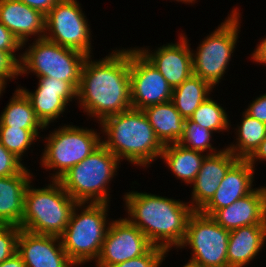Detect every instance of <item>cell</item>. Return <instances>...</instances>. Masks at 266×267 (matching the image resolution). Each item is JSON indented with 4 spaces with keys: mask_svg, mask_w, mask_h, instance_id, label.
Listing matches in <instances>:
<instances>
[{
    "mask_svg": "<svg viewBox=\"0 0 266 267\" xmlns=\"http://www.w3.org/2000/svg\"><path fill=\"white\" fill-rule=\"evenodd\" d=\"M87 56L77 90L80 106L100 123L131 106L129 50H117L99 61Z\"/></svg>",
    "mask_w": 266,
    "mask_h": 267,
    "instance_id": "cell-1",
    "label": "cell"
},
{
    "mask_svg": "<svg viewBox=\"0 0 266 267\" xmlns=\"http://www.w3.org/2000/svg\"><path fill=\"white\" fill-rule=\"evenodd\" d=\"M128 214L126 218L137 226L153 246L167 252L172 246L180 247L187 222L194 212L190 205L148 193L129 192L124 196Z\"/></svg>",
    "mask_w": 266,
    "mask_h": 267,
    "instance_id": "cell-2",
    "label": "cell"
},
{
    "mask_svg": "<svg viewBox=\"0 0 266 267\" xmlns=\"http://www.w3.org/2000/svg\"><path fill=\"white\" fill-rule=\"evenodd\" d=\"M102 130L108 136L102 144L119 160L146 166L161 157L164 145L156 137L143 110L130 108L104 119Z\"/></svg>",
    "mask_w": 266,
    "mask_h": 267,
    "instance_id": "cell-3",
    "label": "cell"
},
{
    "mask_svg": "<svg viewBox=\"0 0 266 267\" xmlns=\"http://www.w3.org/2000/svg\"><path fill=\"white\" fill-rule=\"evenodd\" d=\"M30 186L29 183L24 195L20 228L34 234L60 237L77 202L58 180H53L47 188L34 189Z\"/></svg>",
    "mask_w": 266,
    "mask_h": 267,
    "instance_id": "cell-4",
    "label": "cell"
},
{
    "mask_svg": "<svg viewBox=\"0 0 266 267\" xmlns=\"http://www.w3.org/2000/svg\"><path fill=\"white\" fill-rule=\"evenodd\" d=\"M119 162L120 160L101 143L58 181L77 203H108L107 185L116 175Z\"/></svg>",
    "mask_w": 266,
    "mask_h": 267,
    "instance_id": "cell-5",
    "label": "cell"
},
{
    "mask_svg": "<svg viewBox=\"0 0 266 267\" xmlns=\"http://www.w3.org/2000/svg\"><path fill=\"white\" fill-rule=\"evenodd\" d=\"M83 205L85 203L74 206L69 223L60 236L63 249L77 266L93 259L96 261L108 230V203H89L81 214H76V209Z\"/></svg>",
    "mask_w": 266,
    "mask_h": 267,
    "instance_id": "cell-6",
    "label": "cell"
},
{
    "mask_svg": "<svg viewBox=\"0 0 266 267\" xmlns=\"http://www.w3.org/2000/svg\"><path fill=\"white\" fill-rule=\"evenodd\" d=\"M20 61V73H36L37 77H53L69 82L78 90L81 72L87 55L58 45L45 38L37 39L23 53Z\"/></svg>",
    "mask_w": 266,
    "mask_h": 267,
    "instance_id": "cell-7",
    "label": "cell"
},
{
    "mask_svg": "<svg viewBox=\"0 0 266 267\" xmlns=\"http://www.w3.org/2000/svg\"><path fill=\"white\" fill-rule=\"evenodd\" d=\"M46 140L42 166L48 169H58L56 174H53V180H58L102 143L100 135L94 130L71 125L59 128Z\"/></svg>",
    "mask_w": 266,
    "mask_h": 267,
    "instance_id": "cell-8",
    "label": "cell"
},
{
    "mask_svg": "<svg viewBox=\"0 0 266 267\" xmlns=\"http://www.w3.org/2000/svg\"><path fill=\"white\" fill-rule=\"evenodd\" d=\"M236 9L207 36L192 53L193 74L209 82L213 87L224 76L238 37L239 16Z\"/></svg>",
    "mask_w": 266,
    "mask_h": 267,
    "instance_id": "cell-9",
    "label": "cell"
},
{
    "mask_svg": "<svg viewBox=\"0 0 266 267\" xmlns=\"http://www.w3.org/2000/svg\"><path fill=\"white\" fill-rule=\"evenodd\" d=\"M230 231L211 216L194 211L187 222L186 234L180 248L189 246L191 261L199 267H228L227 248Z\"/></svg>",
    "mask_w": 266,
    "mask_h": 267,
    "instance_id": "cell-10",
    "label": "cell"
},
{
    "mask_svg": "<svg viewBox=\"0 0 266 267\" xmlns=\"http://www.w3.org/2000/svg\"><path fill=\"white\" fill-rule=\"evenodd\" d=\"M77 0H59L45 16L44 38L91 56L90 28ZM50 31V32H49Z\"/></svg>",
    "mask_w": 266,
    "mask_h": 267,
    "instance_id": "cell-11",
    "label": "cell"
},
{
    "mask_svg": "<svg viewBox=\"0 0 266 267\" xmlns=\"http://www.w3.org/2000/svg\"><path fill=\"white\" fill-rule=\"evenodd\" d=\"M129 73L132 108L144 110L172 101L173 88L138 49H129Z\"/></svg>",
    "mask_w": 266,
    "mask_h": 267,
    "instance_id": "cell-12",
    "label": "cell"
},
{
    "mask_svg": "<svg viewBox=\"0 0 266 267\" xmlns=\"http://www.w3.org/2000/svg\"><path fill=\"white\" fill-rule=\"evenodd\" d=\"M152 246L145 234L126 218L115 220L108 224L96 266L112 267L144 255Z\"/></svg>",
    "mask_w": 266,
    "mask_h": 267,
    "instance_id": "cell-13",
    "label": "cell"
},
{
    "mask_svg": "<svg viewBox=\"0 0 266 267\" xmlns=\"http://www.w3.org/2000/svg\"><path fill=\"white\" fill-rule=\"evenodd\" d=\"M17 253L26 267L75 266L57 236L34 234L21 229L17 237Z\"/></svg>",
    "mask_w": 266,
    "mask_h": 267,
    "instance_id": "cell-14",
    "label": "cell"
},
{
    "mask_svg": "<svg viewBox=\"0 0 266 267\" xmlns=\"http://www.w3.org/2000/svg\"><path fill=\"white\" fill-rule=\"evenodd\" d=\"M38 88L34 93L21 89L29 98L32 107L47 127L49 123L65 111L72 98L77 97V90L67 81L53 77H39Z\"/></svg>",
    "mask_w": 266,
    "mask_h": 267,
    "instance_id": "cell-15",
    "label": "cell"
},
{
    "mask_svg": "<svg viewBox=\"0 0 266 267\" xmlns=\"http://www.w3.org/2000/svg\"><path fill=\"white\" fill-rule=\"evenodd\" d=\"M187 38L183 35L179 43L168 44L158 48L154 53L139 48L138 50L155 66L174 89L193 74L192 51Z\"/></svg>",
    "mask_w": 266,
    "mask_h": 267,
    "instance_id": "cell-16",
    "label": "cell"
},
{
    "mask_svg": "<svg viewBox=\"0 0 266 267\" xmlns=\"http://www.w3.org/2000/svg\"><path fill=\"white\" fill-rule=\"evenodd\" d=\"M238 160L239 158L235 157L227 148L216 154L206 155L192 184L191 208L194 211H200L212 199L222 179Z\"/></svg>",
    "mask_w": 266,
    "mask_h": 267,
    "instance_id": "cell-17",
    "label": "cell"
},
{
    "mask_svg": "<svg viewBox=\"0 0 266 267\" xmlns=\"http://www.w3.org/2000/svg\"><path fill=\"white\" fill-rule=\"evenodd\" d=\"M228 231L256 224H266V187L254 189L228 207L211 216Z\"/></svg>",
    "mask_w": 266,
    "mask_h": 267,
    "instance_id": "cell-18",
    "label": "cell"
},
{
    "mask_svg": "<svg viewBox=\"0 0 266 267\" xmlns=\"http://www.w3.org/2000/svg\"><path fill=\"white\" fill-rule=\"evenodd\" d=\"M254 167L247 159H239L222 179L212 199L200 210L207 216H212L217 210L233 204L238 199L250 194Z\"/></svg>",
    "mask_w": 266,
    "mask_h": 267,
    "instance_id": "cell-19",
    "label": "cell"
},
{
    "mask_svg": "<svg viewBox=\"0 0 266 267\" xmlns=\"http://www.w3.org/2000/svg\"><path fill=\"white\" fill-rule=\"evenodd\" d=\"M0 22L13 33L22 45L31 35L38 34L37 39H42L47 34L45 32V15L19 0H0Z\"/></svg>",
    "mask_w": 266,
    "mask_h": 267,
    "instance_id": "cell-20",
    "label": "cell"
},
{
    "mask_svg": "<svg viewBox=\"0 0 266 267\" xmlns=\"http://www.w3.org/2000/svg\"><path fill=\"white\" fill-rule=\"evenodd\" d=\"M31 174L26 167L18 174L0 177V225L20 227L24 214V195Z\"/></svg>",
    "mask_w": 266,
    "mask_h": 267,
    "instance_id": "cell-21",
    "label": "cell"
},
{
    "mask_svg": "<svg viewBox=\"0 0 266 267\" xmlns=\"http://www.w3.org/2000/svg\"><path fill=\"white\" fill-rule=\"evenodd\" d=\"M266 239V224L240 227L230 231L227 248L228 267H242L253 260Z\"/></svg>",
    "mask_w": 266,
    "mask_h": 267,
    "instance_id": "cell-22",
    "label": "cell"
},
{
    "mask_svg": "<svg viewBox=\"0 0 266 267\" xmlns=\"http://www.w3.org/2000/svg\"><path fill=\"white\" fill-rule=\"evenodd\" d=\"M143 112L163 145L179 142L184 134L185 119L172 101L149 106Z\"/></svg>",
    "mask_w": 266,
    "mask_h": 267,
    "instance_id": "cell-23",
    "label": "cell"
},
{
    "mask_svg": "<svg viewBox=\"0 0 266 267\" xmlns=\"http://www.w3.org/2000/svg\"><path fill=\"white\" fill-rule=\"evenodd\" d=\"M201 151L192 150L179 143L164 145L161 157L168 167L185 183H193L201 169L205 155Z\"/></svg>",
    "mask_w": 266,
    "mask_h": 267,
    "instance_id": "cell-24",
    "label": "cell"
},
{
    "mask_svg": "<svg viewBox=\"0 0 266 267\" xmlns=\"http://www.w3.org/2000/svg\"><path fill=\"white\" fill-rule=\"evenodd\" d=\"M212 88L214 87L209 82L192 74L173 89L172 102L182 117L189 119L201 103L208 98Z\"/></svg>",
    "mask_w": 266,
    "mask_h": 267,
    "instance_id": "cell-25",
    "label": "cell"
},
{
    "mask_svg": "<svg viewBox=\"0 0 266 267\" xmlns=\"http://www.w3.org/2000/svg\"><path fill=\"white\" fill-rule=\"evenodd\" d=\"M10 100L0 116V127H16L28 130L46 128L37 117L29 98L21 88L16 89Z\"/></svg>",
    "mask_w": 266,
    "mask_h": 267,
    "instance_id": "cell-26",
    "label": "cell"
},
{
    "mask_svg": "<svg viewBox=\"0 0 266 267\" xmlns=\"http://www.w3.org/2000/svg\"><path fill=\"white\" fill-rule=\"evenodd\" d=\"M243 116L244 119L237 131L238 144H233L227 149L239 159H248L266 138V124L251 117L246 112Z\"/></svg>",
    "mask_w": 266,
    "mask_h": 267,
    "instance_id": "cell-27",
    "label": "cell"
},
{
    "mask_svg": "<svg viewBox=\"0 0 266 267\" xmlns=\"http://www.w3.org/2000/svg\"><path fill=\"white\" fill-rule=\"evenodd\" d=\"M189 119L210 131H223L229 127L226 111L210 97L201 103Z\"/></svg>",
    "mask_w": 266,
    "mask_h": 267,
    "instance_id": "cell-28",
    "label": "cell"
},
{
    "mask_svg": "<svg viewBox=\"0 0 266 267\" xmlns=\"http://www.w3.org/2000/svg\"><path fill=\"white\" fill-rule=\"evenodd\" d=\"M38 130L16 127H0V143L18 159L31 147L33 140L38 138Z\"/></svg>",
    "mask_w": 266,
    "mask_h": 267,
    "instance_id": "cell-29",
    "label": "cell"
},
{
    "mask_svg": "<svg viewBox=\"0 0 266 267\" xmlns=\"http://www.w3.org/2000/svg\"><path fill=\"white\" fill-rule=\"evenodd\" d=\"M212 133L213 131L201 127L190 119H185L184 134L178 143L184 147L201 152H204L209 148L211 155L216 154V150L211 146L210 143ZM212 151L214 153H212Z\"/></svg>",
    "mask_w": 266,
    "mask_h": 267,
    "instance_id": "cell-30",
    "label": "cell"
},
{
    "mask_svg": "<svg viewBox=\"0 0 266 267\" xmlns=\"http://www.w3.org/2000/svg\"><path fill=\"white\" fill-rule=\"evenodd\" d=\"M21 228L14 225H0V263L17 252V237Z\"/></svg>",
    "mask_w": 266,
    "mask_h": 267,
    "instance_id": "cell-31",
    "label": "cell"
},
{
    "mask_svg": "<svg viewBox=\"0 0 266 267\" xmlns=\"http://www.w3.org/2000/svg\"><path fill=\"white\" fill-rule=\"evenodd\" d=\"M166 250L152 246L144 255L124 261L112 267H159L164 259Z\"/></svg>",
    "mask_w": 266,
    "mask_h": 267,
    "instance_id": "cell-32",
    "label": "cell"
},
{
    "mask_svg": "<svg viewBox=\"0 0 266 267\" xmlns=\"http://www.w3.org/2000/svg\"><path fill=\"white\" fill-rule=\"evenodd\" d=\"M20 161L22 160L18 159L0 143V177L21 172L25 167Z\"/></svg>",
    "mask_w": 266,
    "mask_h": 267,
    "instance_id": "cell-33",
    "label": "cell"
},
{
    "mask_svg": "<svg viewBox=\"0 0 266 267\" xmlns=\"http://www.w3.org/2000/svg\"><path fill=\"white\" fill-rule=\"evenodd\" d=\"M16 54L8 53L0 50V80L6 84V80L15 78L20 73V59H17Z\"/></svg>",
    "mask_w": 266,
    "mask_h": 267,
    "instance_id": "cell-34",
    "label": "cell"
},
{
    "mask_svg": "<svg viewBox=\"0 0 266 267\" xmlns=\"http://www.w3.org/2000/svg\"><path fill=\"white\" fill-rule=\"evenodd\" d=\"M20 41L13 33L0 22V50L8 53H15L16 50L22 48Z\"/></svg>",
    "mask_w": 266,
    "mask_h": 267,
    "instance_id": "cell-35",
    "label": "cell"
},
{
    "mask_svg": "<svg viewBox=\"0 0 266 267\" xmlns=\"http://www.w3.org/2000/svg\"><path fill=\"white\" fill-rule=\"evenodd\" d=\"M245 112L266 124V94L256 98Z\"/></svg>",
    "mask_w": 266,
    "mask_h": 267,
    "instance_id": "cell-36",
    "label": "cell"
},
{
    "mask_svg": "<svg viewBox=\"0 0 266 267\" xmlns=\"http://www.w3.org/2000/svg\"><path fill=\"white\" fill-rule=\"evenodd\" d=\"M31 8L40 11L43 15H47L53 6L59 0H19Z\"/></svg>",
    "mask_w": 266,
    "mask_h": 267,
    "instance_id": "cell-37",
    "label": "cell"
},
{
    "mask_svg": "<svg viewBox=\"0 0 266 267\" xmlns=\"http://www.w3.org/2000/svg\"><path fill=\"white\" fill-rule=\"evenodd\" d=\"M266 160V138L260 143L255 152L247 159L249 163L254 166L257 160Z\"/></svg>",
    "mask_w": 266,
    "mask_h": 267,
    "instance_id": "cell-38",
    "label": "cell"
},
{
    "mask_svg": "<svg viewBox=\"0 0 266 267\" xmlns=\"http://www.w3.org/2000/svg\"><path fill=\"white\" fill-rule=\"evenodd\" d=\"M252 59L255 62L266 64V38L257 46L252 54Z\"/></svg>",
    "mask_w": 266,
    "mask_h": 267,
    "instance_id": "cell-39",
    "label": "cell"
},
{
    "mask_svg": "<svg viewBox=\"0 0 266 267\" xmlns=\"http://www.w3.org/2000/svg\"><path fill=\"white\" fill-rule=\"evenodd\" d=\"M0 267H26L22 257L15 252L10 258L0 263Z\"/></svg>",
    "mask_w": 266,
    "mask_h": 267,
    "instance_id": "cell-40",
    "label": "cell"
},
{
    "mask_svg": "<svg viewBox=\"0 0 266 267\" xmlns=\"http://www.w3.org/2000/svg\"><path fill=\"white\" fill-rule=\"evenodd\" d=\"M183 267H199L197 264L192 263L191 261H188L186 265H184Z\"/></svg>",
    "mask_w": 266,
    "mask_h": 267,
    "instance_id": "cell-41",
    "label": "cell"
},
{
    "mask_svg": "<svg viewBox=\"0 0 266 267\" xmlns=\"http://www.w3.org/2000/svg\"><path fill=\"white\" fill-rule=\"evenodd\" d=\"M5 83L2 81V80H0V95H1V92L5 89Z\"/></svg>",
    "mask_w": 266,
    "mask_h": 267,
    "instance_id": "cell-42",
    "label": "cell"
},
{
    "mask_svg": "<svg viewBox=\"0 0 266 267\" xmlns=\"http://www.w3.org/2000/svg\"><path fill=\"white\" fill-rule=\"evenodd\" d=\"M176 1H180V2L183 1V2H185V3H187V2H188V3H192V2L195 1V0H176Z\"/></svg>",
    "mask_w": 266,
    "mask_h": 267,
    "instance_id": "cell-43",
    "label": "cell"
}]
</instances>
